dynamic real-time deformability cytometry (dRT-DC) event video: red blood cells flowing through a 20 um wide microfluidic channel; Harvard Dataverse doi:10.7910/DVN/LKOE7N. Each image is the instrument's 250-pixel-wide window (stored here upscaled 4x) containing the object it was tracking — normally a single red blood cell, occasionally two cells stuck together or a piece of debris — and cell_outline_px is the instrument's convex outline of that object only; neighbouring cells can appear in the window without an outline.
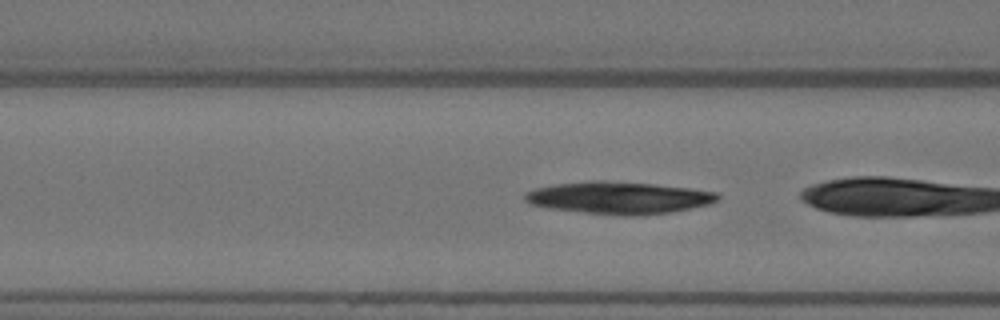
{"species": "Egyptian fruit bat (a non-hibernating species)", "species_latin": "Rousettus aegyptiacus", "temperature_condition": "warm", "stored_images_in_passage": 26, "camera_frame_rate_fps": 3000, "um_per_image_px": 0.085, "animal": {"sex": "female"}, "frame": {"image": 1, "passage_image": 3, "time_ms": 0.667, "image_size_px": [1000, 320], "cell_outline_px": [[720, 200], [708, 204], [692, 208], [668, 212], [628, 216], [624, 216], [544, 208], [528, 204], [524, 200], [524, 192], [536, 188], [556, 184], [592, 180], [604, 180], [652, 184], [688, 188], [716, 192], [720, 196]], "centroid_in_image_um": [52.54, 16.81], "position_along_channel_um": 114.1, "area_um2": 36.18}}
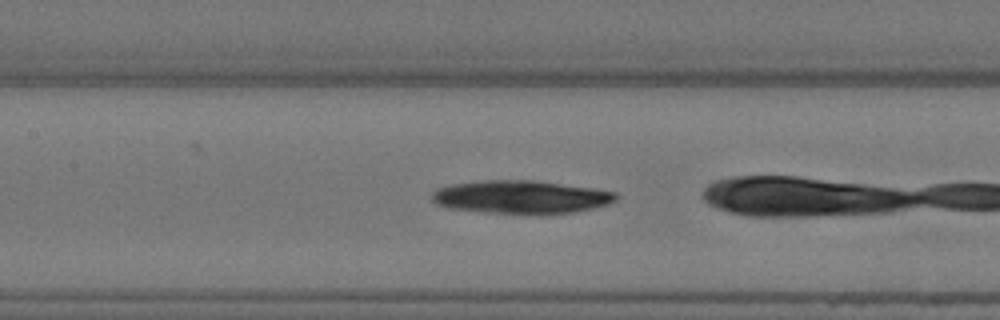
{"frame": {"image": 2, "passage_image": 7, "time_ms": 2.0, "image_size_px": [1000, 320], "cell_outline_px": [[620, 196], [616, 200], [608, 204], [576, 212], [484, 212], [448, 208], [436, 204], [432, 200], [432, 192], [436, 188], [452, 184], [488, 180], [536, 180], [592, 188], [616, 192]], "centroid_in_image_um": [44.27, 16.72], "position_along_channel_um": 163.1, "area_um2": 34.97}}
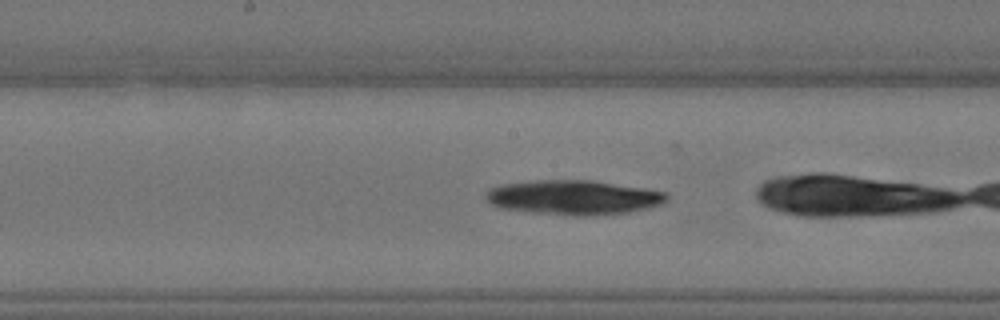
{"frame": {"image": 3, "passage_image": 10, "time_ms": 3.0, "image_size_px": [1000, 320], "cell_outline_px": [[668, 200], [660, 204], [648, 208], [628, 212], [588, 216], [576, 216], [532, 212], [500, 208], [492, 204], [484, 196], [492, 188], [500, 184], [540, 180], [592, 180], [644, 188], [668, 192]], "centroid_in_image_um": [48.79, 16.78], "position_along_channel_um": 199.4, "area_um2": 36.36}}